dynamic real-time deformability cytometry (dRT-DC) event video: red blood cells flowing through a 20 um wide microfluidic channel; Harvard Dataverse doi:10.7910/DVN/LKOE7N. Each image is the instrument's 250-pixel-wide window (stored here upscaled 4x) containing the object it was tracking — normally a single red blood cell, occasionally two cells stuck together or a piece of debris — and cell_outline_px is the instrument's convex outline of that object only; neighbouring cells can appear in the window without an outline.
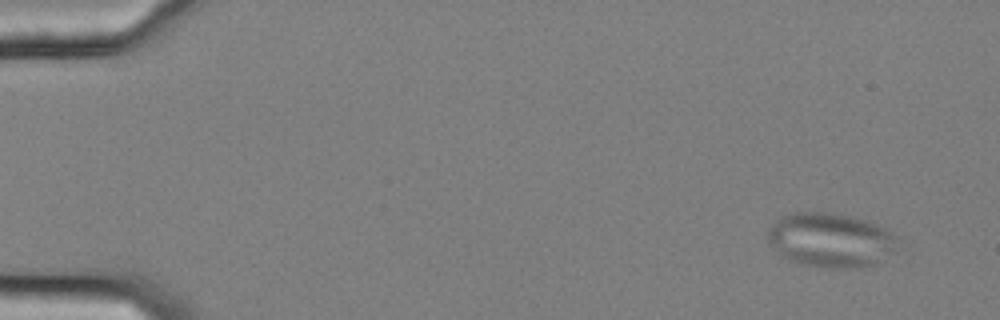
{"species": "common noctule bat (a hibernating species)", "species_latin": "Nyctalus noctula", "temperature_condition": "cold", "stored_images_in_passage": 9, "camera_frame_rate_fps": 3000, "um_per_image_px": 0.085, "animal": {"sex": "female", "body_mass_g": 25.1}, "frame": {"image": 1, "passage_image": 2, "time_ms": 0.333, "image_size_px": [1000, 320], "cell_outline_px": [[900, 240], [896, 252], [876, 264], [848, 268], [832, 268], [808, 264], [788, 260], [780, 256], [768, 240], [768, 228], [780, 216], [792, 212], [828, 212], [852, 216], [876, 224], [892, 232]], "centroid_in_image_um": [70.63, 20.39], "position_along_channel_um": 14.4, "area_um2": 41.38}}